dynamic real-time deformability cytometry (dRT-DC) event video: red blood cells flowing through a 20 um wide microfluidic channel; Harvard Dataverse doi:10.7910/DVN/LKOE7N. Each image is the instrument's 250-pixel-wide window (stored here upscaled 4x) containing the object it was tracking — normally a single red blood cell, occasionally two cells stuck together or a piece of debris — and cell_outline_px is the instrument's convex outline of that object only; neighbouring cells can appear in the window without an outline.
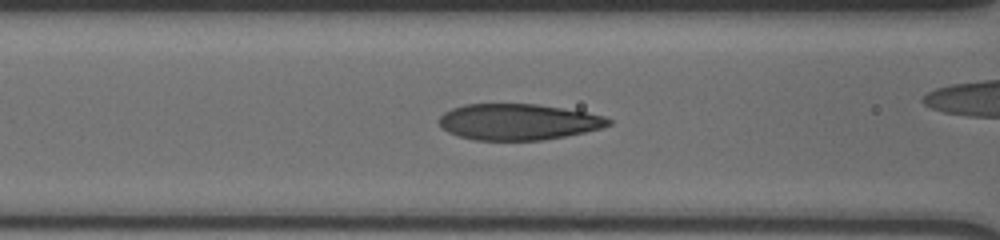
{"species": "human", "species_latin": "Homo sapiens", "temperature_condition": "cold", "stored_images_in_passage": 37, "camera_frame_rate_fps": 3000, "um_per_image_px": 0.085, "donor": {"sex": "male"}, "frame": {"image": 1, "passage_image": 13, "time_ms": 4.0, "image_size_px": [1000, 240], "cell_outline_px": [[612, 124], [600, 128], [584, 132], [544, 140], [476, 140], [460, 136], [448, 132], [440, 128], [436, 120], [444, 112], [452, 108], [464, 104], [536, 104], [584, 112], [604, 116], [612, 120]], "centroid_in_image_um": [43.99, 10.36], "position_along_channel_um": 122.6, "area_um2": 35.6}}
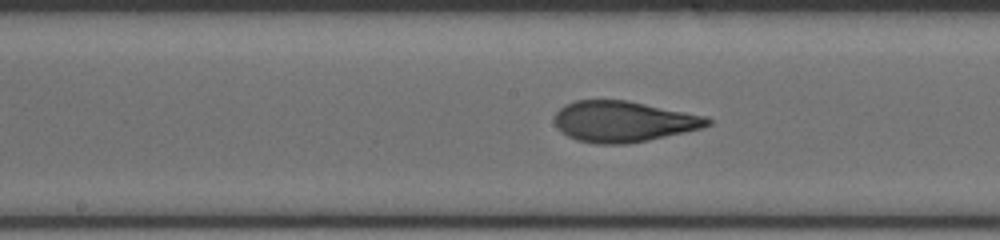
{"frame": {"image": 2, "passage_image": 19, "time_ms": 6.0, "image_size_px": [1000, 240], "cell_outline_px": [[712, 124], [704, 128], [648, 140], [628, 144], [596, 144], [576, 140], [560, 132], [556, 128], [556, 112], [564, 104], [576, 100], [628, 100], [708, 116], [712, 120]], "centroid_in_image_um": [53.02, 10.33], "position_along_channel_um": 195.2, "area_um2": 36.82}}
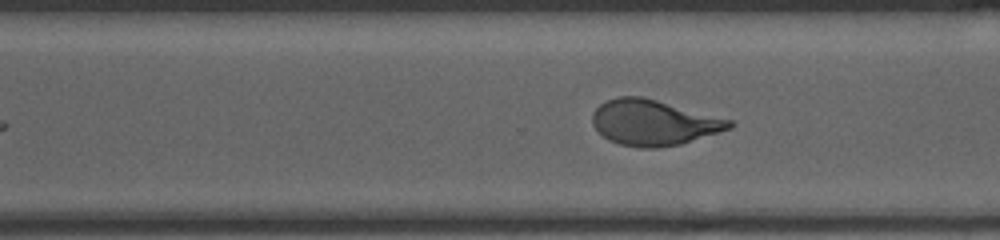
{"frame": {"image": 3, "passage_image": 29, "time_ms": 9.333, "image_size_px": [1000, 240], "cell_outline_px": [[736, 124], [732, 128], [720, 132], [680, 144], [656, 148], [640, 148], [620, 144], [608, 140], [592, 124], [592, 112], [600, 104], [608, 100], [620, 96], [640, 96], [656, 100], [732, 120]], "centroid_in_image_um": [55.56, 10.43], "position_along_channel_um": 315.0, "area_um2": 36.13}}